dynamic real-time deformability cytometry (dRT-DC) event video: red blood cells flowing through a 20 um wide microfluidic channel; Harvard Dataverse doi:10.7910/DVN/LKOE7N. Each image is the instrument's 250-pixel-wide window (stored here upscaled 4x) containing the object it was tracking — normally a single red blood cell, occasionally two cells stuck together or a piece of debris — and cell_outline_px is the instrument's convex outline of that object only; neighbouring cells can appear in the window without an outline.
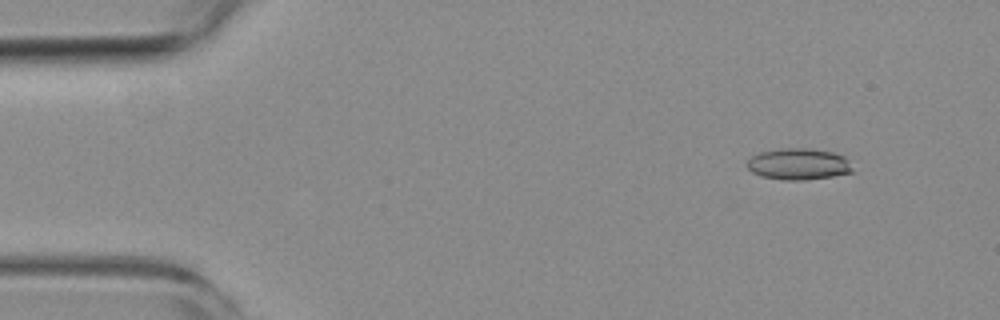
{"species": "common noctule bat (a hibernating species)", "species_latin": "Nyctalus noctula", "temperature_condition": "room temperature", "stored_images_in_passage": 4, "camera_frame_rate_fps": 3000, "um_per_image_px": 0.085, "animal": {"sex": "female", "body_mass_g": 19.3, "forearm_length_mm": 54.1}, "frame": {"image": 1, "passage_image": 1, "time_ms": 0.0, "image_size_px": [1000, 320], "cell_outline_px": [[856, 172], [832, 176], [804, 180], [784, 180], [760, 176], [752, 172], [748, 168], [748, 160], [752, 156], [760, 152], [780, 148], [812, 148], [832, 152], [844, 156], [848, 160]], "centroid_in_image_um": [67.91, 13.94], "position_along_channel_um": 17.1, "area_um2": 19.48}}